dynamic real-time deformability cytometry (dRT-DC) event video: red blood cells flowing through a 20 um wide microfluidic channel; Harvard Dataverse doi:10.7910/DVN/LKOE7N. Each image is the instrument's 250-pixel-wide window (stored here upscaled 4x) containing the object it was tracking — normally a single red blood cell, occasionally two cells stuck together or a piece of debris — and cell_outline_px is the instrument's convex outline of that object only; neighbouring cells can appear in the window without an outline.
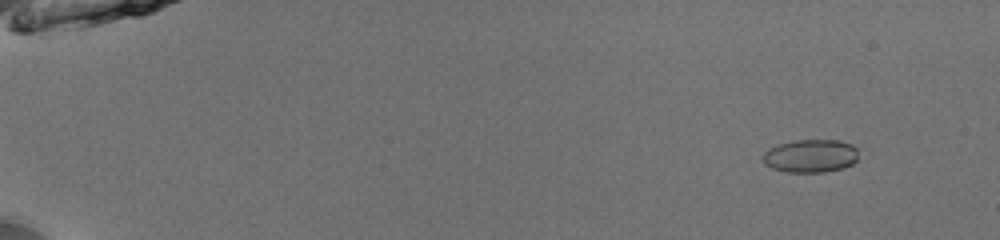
{"species": "common noctule bat (a hibernating species)", "species_latin": "Nyctalus noctula", "temperature_condition": "room temperature", "stored_images_in_passage": 53, "camera_frame_rate_fps": 3000, "um_per_image_px": 0.085, "animal": {"sex": "male", "body_mass_g": 13.0, "forearm_length_mm": 53.1}, "frame": {"image": 1, "passage_image": 5, "time_ms": 1.333, "image_size_px": [1000, 240], "cell_outline_px": [[856, 160], [852, 164], [844, 168], [824, 172], [788, 172], [772, 168], [764, 164], [764, 152], [768, 148], [776, 144], [796, 140], [840, 140], [852, 144], [856, 148]], "centroid_in_image_um": [68.89, 13.25], "position_along_channel_um": 16.1, "area_um2": 18.5}}
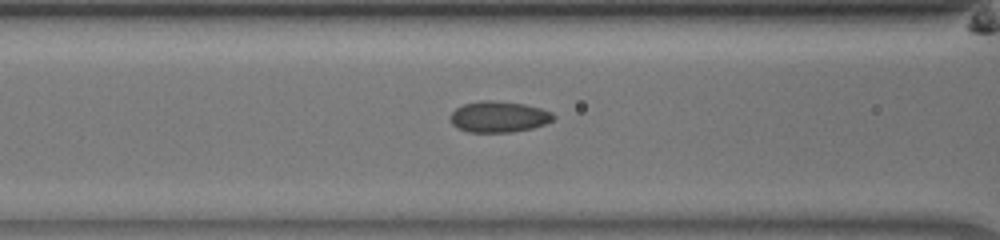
{"frame": {"image": 2, "passage_image": 24, "time_ms": 7.667, "image_size_px": [1000, 240], "cell_outline_px": [[556, 116], [552, 120], [544, 124], [532, 128], [512, 132], [468, 132], [456, 128], [452, 124], [452, 112], [456, 108], [464, 104], [480, 100], [488, 100], [524, 104], [540, 108], [552, 112]], "centroid_in_image_um": [42.4, 9.93], "position_along_channel_um": 124.2, "area_um2": 18.55}}
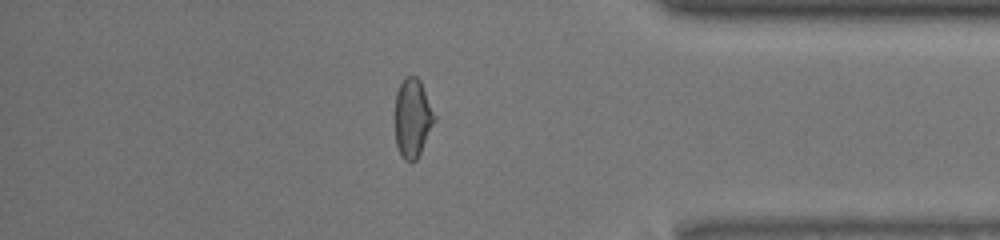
{"frame": {"image": 3, "passage_image": 46, "time_ms": 15.0, "image_size_px": [1000, 240], "cell_outline_px": [[436, 120], [416, 160], [412, 164], [404, 160], [400, 156], [396, 144], [396, 92], [404, 76], [416, 76], [420, 80], [436, 116]], "centroid_in_image_um": [35.07, 10.05], "position_along_channel_um": 400.1, "area_um2": 18.15}, "authors_computed_cell_mechanics": {"area_um2": 18.3804, "velocity_mm_per_s": 3.9829, "shape_relaxation_time_tau1_ms": 6.7818, "shape_relaxation_time_tau2_ms": 1.1605, "deformation_change_tau1": 0.1434, "deformation_change_tau2": 0.0671}}